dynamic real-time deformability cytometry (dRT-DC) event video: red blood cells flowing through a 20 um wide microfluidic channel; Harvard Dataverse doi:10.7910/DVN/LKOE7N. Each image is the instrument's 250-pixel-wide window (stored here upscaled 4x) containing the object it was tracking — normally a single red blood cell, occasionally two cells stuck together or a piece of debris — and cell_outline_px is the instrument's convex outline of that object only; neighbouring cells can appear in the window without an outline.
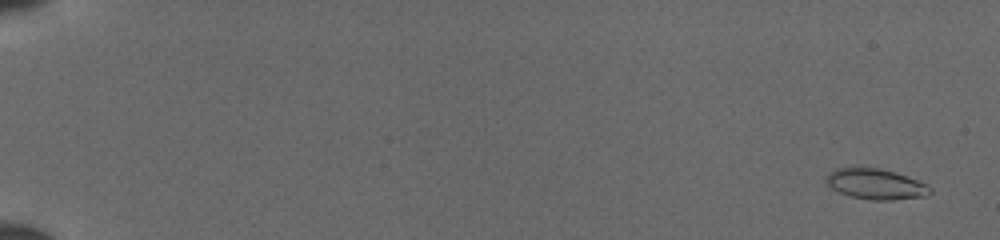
{"species": "common noctule bat (a hibernating species)", "species_latin": "Nyctalus noctula", "temperature_condition": "cold", "stored_images_in_passage": 52, "camera_frame_rate_fps": 3000, "um_per_image_px": 0.085, "animal": {"sex": "female", "body_mass_g": 19.5, "forearm_length_mm": 54.1}, "frame": {"image": 1, "passage_image": 3, "time_ms": 0.667, "image_size_px": [1000, 240], "cell_outline_px": [[932, 192], [928, 196], [892, 200], [872, 200], [852, 196], [840, 192], [824, 184], [828, 172], [836, 168], [852, 164], [880, 168], [896, 172], [928, 184], [932, 188]], "centroid_in_image_um": [74.41, 15.6], "position_along_channel_um": 10.6, "area_um2": 19.25}}
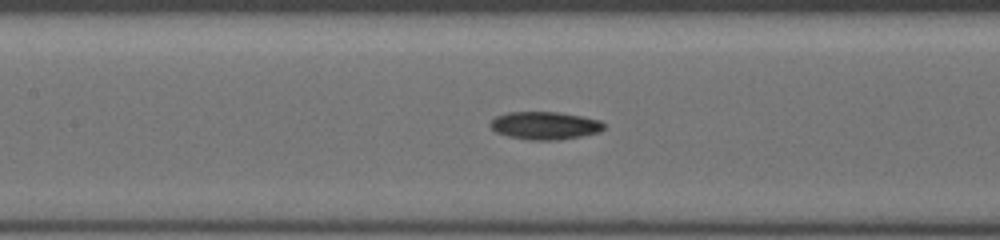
{"frame": {"image": 2, "passage_image": 27, "time_ms": 8.667, "image_size_px": [1000, 240], "cell_outline_px": [[604, 128], [600, 132], [580, 136], [556, 140], [528, 140], [508, 136], [496, 132], [488, 124], [496, 116], [508, 112], [560, 112], [584, 116], [600, 120], [604, 124]], "centroid_in_image_um": [46.32, 10.66], "position_along_channel_um": 161.1, "area_um2": 18.5}}
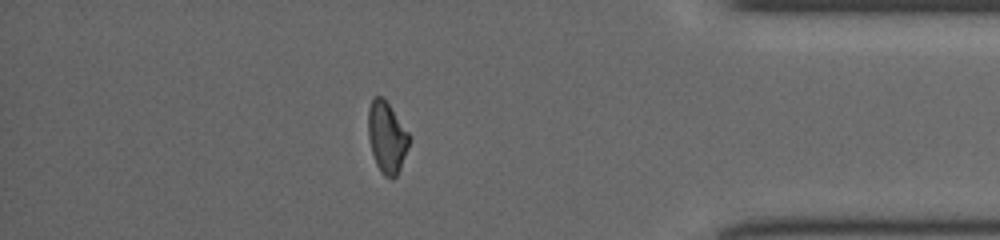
{"frame": {"image": 3, "passage_image": 46, "time_ms": 15.0, "image_size_px": [1000, 240], "cell_outline_px": [[412, 140], [400, 168], [396, 176], [392, 180], [384, 176], [380, 172], [376, 164], [372, 152], [368, 136], [368, 108], [372, 100], [376, 96], [384, 96], [412, 136]], "centroid_in_image_um": [32.91, 11.66], "position_along_channel_um": 402.3, "area_um2": 17.51}}